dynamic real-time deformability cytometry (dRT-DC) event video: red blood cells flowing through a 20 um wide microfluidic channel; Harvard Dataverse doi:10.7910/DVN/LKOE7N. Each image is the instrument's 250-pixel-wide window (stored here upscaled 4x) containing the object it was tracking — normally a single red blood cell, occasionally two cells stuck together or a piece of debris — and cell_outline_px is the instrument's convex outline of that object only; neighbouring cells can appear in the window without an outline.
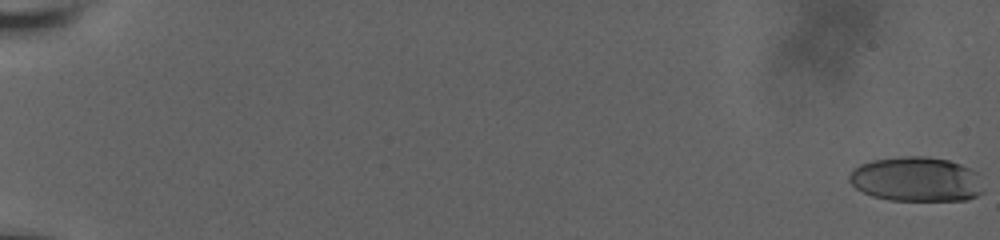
{"species": "human", "species_latin": "Homo sapiens", "temperature_condition": "room temperature", "stored_images_in_passage": 59, "camera_frame_rate_fps": 3000, "um_per_image_px": 0.085, "donor": {"sex": "male"}, "frame": {"image": 1, "passage_image": 1, "time_ms": 0.0, "image_size_px": [1000, 240], "cell_outline_px": [[984, 192], [968, 200], [888, 200], [872, 196], [856, 188], [848, 180], [848, 176], [860, 164], [872, 160], [904, 156], [924, 156], [948, 160], [960, 164], [980, 172]], "centroid_in_image_um": [77.94, 15.24], "position_along_channel_um": 7.1, "area_um2": 35.14}}
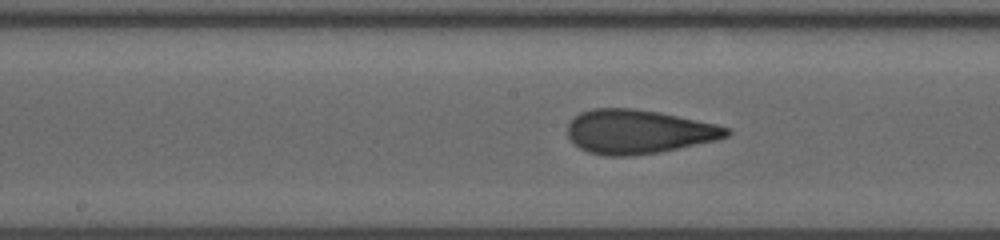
{"frame": {"image": 2, "passage_image": 34, "time_ms": 11.0, "image_size_px": [1000, 240], "cell_outline_px": [[732, 132], [728, 136], [716, 140], [660, 152], [632, 156], [604, 156], [588, 152], [580, 148], [568, 136], [568, 124], [580, 112], [592, 108], [632, 108], [660, 112], [716, 124], [728, 128]], "centroid_in_image_um": [54.26, 11.19], "position_along_channel_um": 193.9, "area_um2": 40.75}}
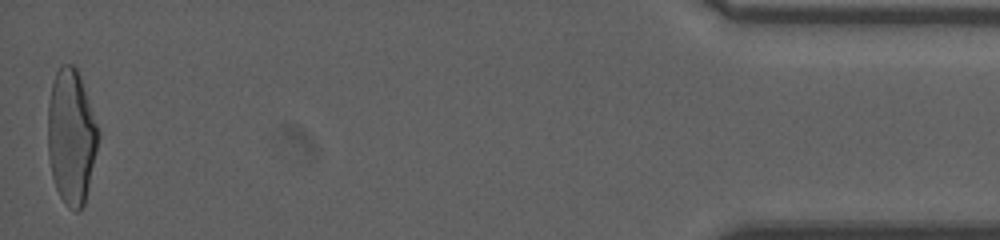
{"frame": {"image": 3, "passage_image": 59, "time_ms": 19.333, "image_size_px": [1000, 240], "cell_outline_px": [[100, 136], [84, 204], [76, 212], [68, 208], [60, 196], [56, 188], [52, 176], [48, 152], [48, 104], [52, 84], [56, 72], [60, 64], [72, 64], [76, 68], [100, 132]], "centroid_in_image_um": [6.05, 11.63], "position_along_channel_um": 429.2, "area_um2": 39.3}, "authors_computed_cell_mechanics": {"area_um2": 39.3618, "velocity_mm_per_s": 3.7989, "shape_relaxation_time_tau1_ms": 6.0706, "shape_relaxation_time_tau2_ms": 1.0091, "deformation_change_tau1": 0.2227, "deformation_change_tau2": 0.0871}}